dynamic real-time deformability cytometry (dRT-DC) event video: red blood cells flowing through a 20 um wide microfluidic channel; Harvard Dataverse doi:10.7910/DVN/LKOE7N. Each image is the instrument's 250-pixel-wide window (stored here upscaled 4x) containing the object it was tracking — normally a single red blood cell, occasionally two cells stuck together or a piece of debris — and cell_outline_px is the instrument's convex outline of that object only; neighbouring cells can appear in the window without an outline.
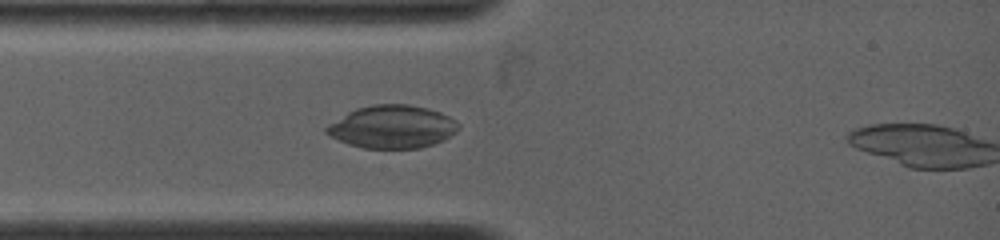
{"species": "common noctule bat (a hibernating species)", "species_latin": "Nyctalus noctula", "temperature_condition": "warm", "stored_images_in_passage": 4, "camera_frame_rate_fps": 4500, "um_per_image_px": 0.085, "animal": {"sex": "female", "body_mass_g": 19.0, "forearm_length_mm": 53.3}, "frame": {"image": 1, "passage_image": 3, "time_ms": 1.111, "image_size_px": [1000, 240], "cell_outline_px": [[460, 128], [456, 132], [444, 140], [420, 148], [364, 148], [348, 144], [324, 132], [324, 128], [328, 124], [348, 112], [356, 108], [372, 104], [408, 104], [428, 108], [440, 112], [456, 120], [460, 124]], "centroid_in_image_um": [33.36, 10.77], "position_along_channel_um": 51.6, "area_um2": 33.06}}